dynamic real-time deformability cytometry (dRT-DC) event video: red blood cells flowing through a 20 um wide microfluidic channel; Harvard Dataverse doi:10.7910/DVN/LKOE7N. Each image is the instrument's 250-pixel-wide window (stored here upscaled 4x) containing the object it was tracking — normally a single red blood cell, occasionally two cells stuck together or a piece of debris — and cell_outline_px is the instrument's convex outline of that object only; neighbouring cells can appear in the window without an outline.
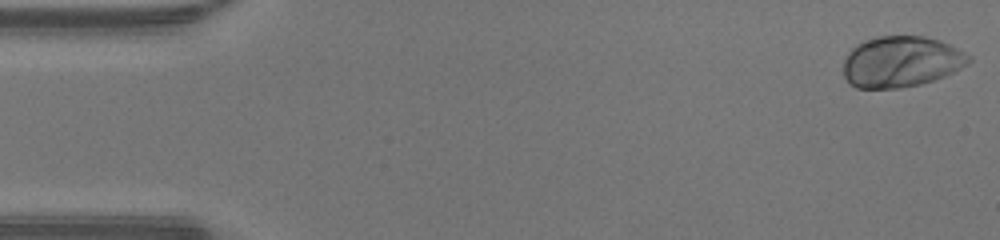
{"species": "human", "species_latin": "Homo sapiens", "temperature_condition": "warm", "stored_images_in_passage": 47, "camera_frame_rate_fps": 3000, "um_per_image_px": 0.085, "donor": {"sex": "male"}, "frame": {"image": 1, "passage_image": 1, "time_ms": 0.0, "image_size_px": [1000, 240], "cell_outline_px": [[972, 60], [968, 64], [944, 76], [920, 84], [900, 88], [856, 88], [844, 76], [844, 60], [848, 52], [856, 44], [880, 36], [924, 36], [940, 40], [972, 56]], "centroid_in_image_um": [76.61, 5.24], "position_along_channel_um": 8.4, "area_um2": 37.05}}
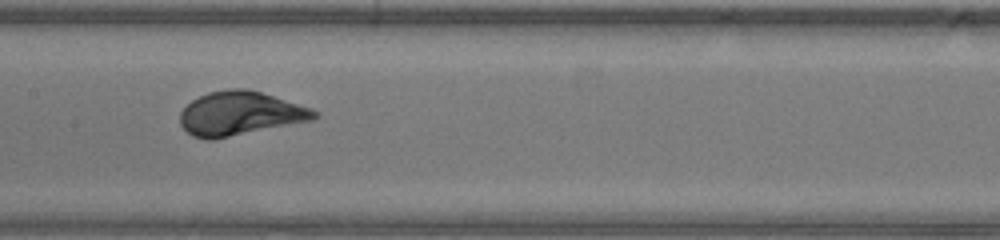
{"frame": {"image": 2, "passage_image": 23, "time_ms": 7.333, "image_size_px": [1000, 240], "cell_outline_px": [[320, 116], [312, 120], [212, 140], [208, 140], [192, 136], [180, 124], [180, 112], [192, 100], [208, 92], [228, 88], [248, 88], [312, 108], [320, 112]], "centroid_in_image_um": [20.42, 9.64], "position_along_channel_um": 187.0, "area_um2": 34.33}}
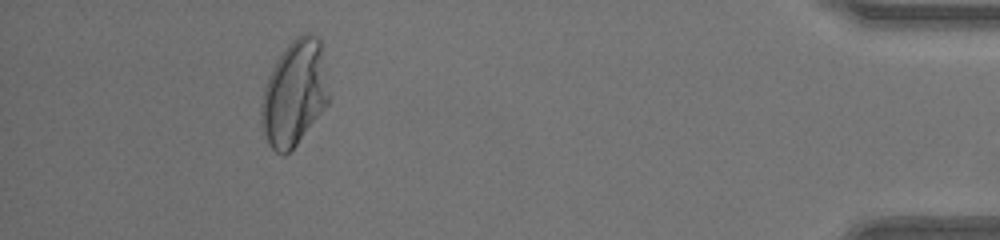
{"frame": {"image": 3, "passage_image": 43, "time_ms": 14.0, "image_size_px": [1000, 240], "cell_outline_px": [[328, 104], [296, 144], [284, 156], [276, 152], [268, 144], [260, 120], [260, 108], [264, 88], [268, 76], [276, 60], [288, 44], [296, 36], [304, 32], [308, 32], [316, 36], [320, 40], [328, 92]], "centroid_in_image_um": [24.99, 7.92], "position_along_channel_um": 410.2, "area_um2": 41.04}, "authors_computed_cell_mechanics": {"area_um2": 34.969, "velocity_mm_per_s": 4.3332, "shape_relaxation_time_tau1_ms": 2.6177, "shape_relaxation_time_tau2_ms": null, "deformation_change_tau1": 0.1796, "deformation_change_tau2": null}}